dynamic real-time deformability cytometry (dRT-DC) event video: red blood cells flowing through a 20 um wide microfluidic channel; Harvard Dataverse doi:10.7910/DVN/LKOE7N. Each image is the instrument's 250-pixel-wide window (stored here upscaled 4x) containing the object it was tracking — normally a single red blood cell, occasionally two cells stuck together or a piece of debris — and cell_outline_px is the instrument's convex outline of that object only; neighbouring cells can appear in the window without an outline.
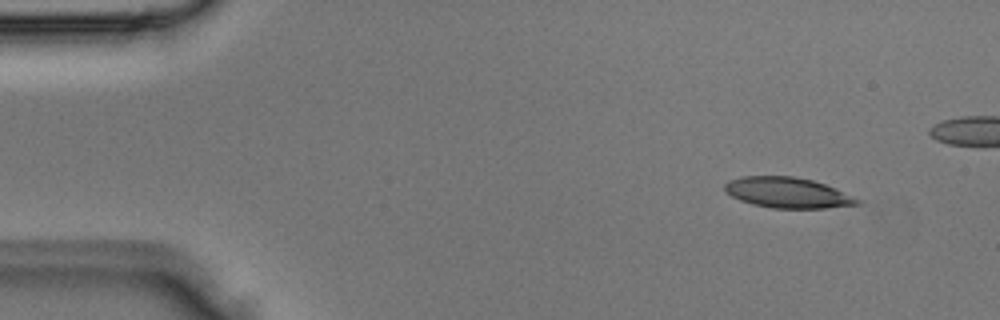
{"species": "Egyptian fruit bat (a non-hibernating species)", "species_latin": "Rousettus aegyptiacus", "temperature_condition": "room temperature", "stored_images_in_passage": 3, "camera_frame_rate_fps": 3000, "um_per_image_px": 0.085, "animal": {"sex": "male"}, "frame": {"image": 1, "passage_image": 1, "time_ms": 0.0, "image_size_px": [1000, 320], "cell_outline_px": [[860, 204], [824, 208], [772, 208], [752, 204], [740, 200], [732, 196], [724, 188], [724, 184], [728, 180], [740, 176], [792, 176], [812, 180], [836, 188], [860, 200]], "centroid_in_image_um": [66.92, 16.37], "position_along_channel_um": 18.1, "area_um2": 23.47}}